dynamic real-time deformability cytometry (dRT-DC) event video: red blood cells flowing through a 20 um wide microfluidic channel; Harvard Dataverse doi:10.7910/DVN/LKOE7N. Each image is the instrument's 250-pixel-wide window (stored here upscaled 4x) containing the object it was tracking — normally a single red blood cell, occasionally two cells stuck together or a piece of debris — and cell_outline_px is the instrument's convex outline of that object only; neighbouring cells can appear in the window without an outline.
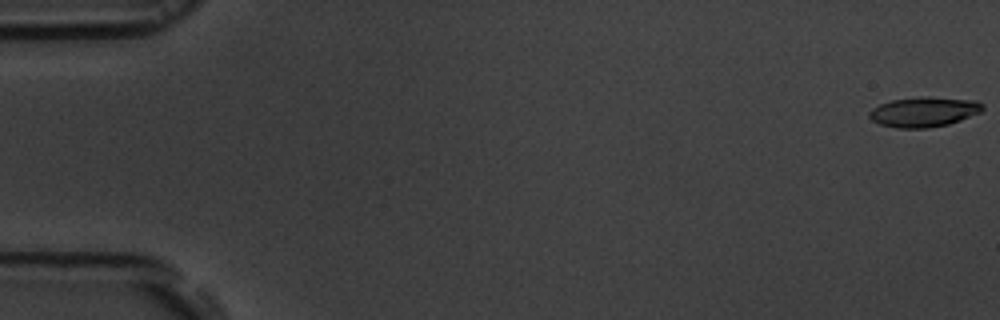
{"species": "common noctule bat (a hibernating species)", "species_latin": "Nyctalus noctula", "temperature_condition": "room temperature", "stored_images_in_passage": 56, "camera_frame_rate_fps": 3000, "um_per_image_px": 0.085, "animal": {"sex": "male", "body_mass_g": 19.5, "forearm_length_mm": 54.6}, "frame": {"image": 1, "passage_image": 1, "time_ms": 0.0, "image_size_px": [1000, 320], "cell_outline_px": [[984, 108], [980, 112], [960, 120], [948, 124], [928, 128], [896, 128], [880, 124], [872, 120], [868, 116], [868, 112], [872, 108], [880, 104], [892, 100], [924, 96], [976, 100], [984, 104]], "centroid_in_image_um": [78.52, 9.5], "position_along_channel_um": 6.5, "area_um2": 19.83}}
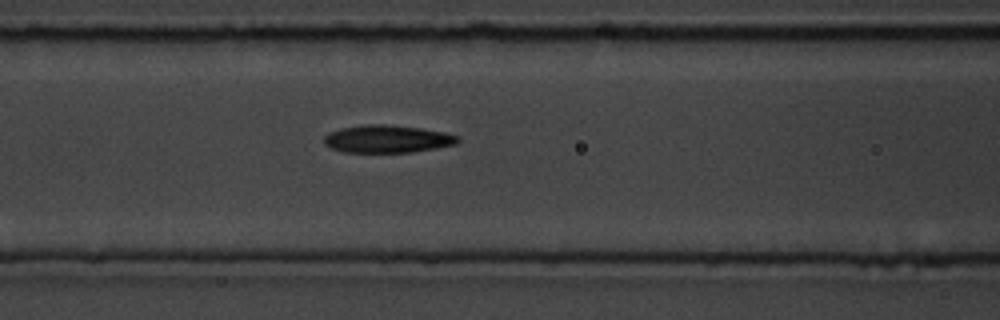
{"frame": {"image": 2, "passage_image": 24, "time_ms": 7.667, "image_size_px": [1000, 320], "cell_outline_px": [[460, 140], [456, 144], [436, 148], [412, 152], [344, 152], [332, 148], [324, 144], [324, 136], [328, 132], [340, 128], [364, 124], [384, 124], [420, 128], [444, 132], [460, 136]], "centroid_in_image_um": [32.91, 11.8], "position_along_channel_um": 133.7, "area_um2": 21.62}}
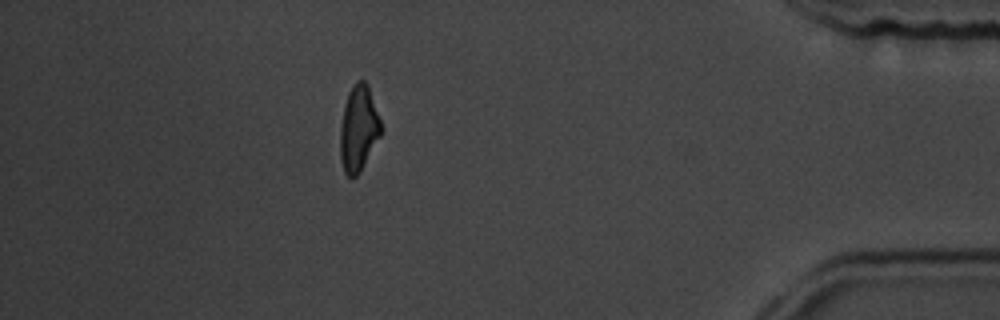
{"frame": {"image": 3, "passage_image": 50, "time_ms": 16.333, "image_size_px": [1000, 320], "cell_outline_px": [[380, 136], [360, 172], [356, 176], [348, 176], [344, 172], [340, 160], [340, 128], [344, 104], [348, 92], [352, 84], [356, 80], [364, 80], [368, 84], [380, 120]], "centroid_in_image_um": [30.45, 10.9], "position_along_channel_um": 404.7, "area_um2": 20.35}, "authors_computed_cell_mechanics": {"area_um2": 20.6057, "velocity_mm_per_s": 3.6724, "shape_relaxation_time_tau1_ms": 3.2106, "shape_relaxation_time_tau2_ms": 2.4909, "deformation_change_tau1": 0.1439, "deformation_change_tau2": 0.1223}}